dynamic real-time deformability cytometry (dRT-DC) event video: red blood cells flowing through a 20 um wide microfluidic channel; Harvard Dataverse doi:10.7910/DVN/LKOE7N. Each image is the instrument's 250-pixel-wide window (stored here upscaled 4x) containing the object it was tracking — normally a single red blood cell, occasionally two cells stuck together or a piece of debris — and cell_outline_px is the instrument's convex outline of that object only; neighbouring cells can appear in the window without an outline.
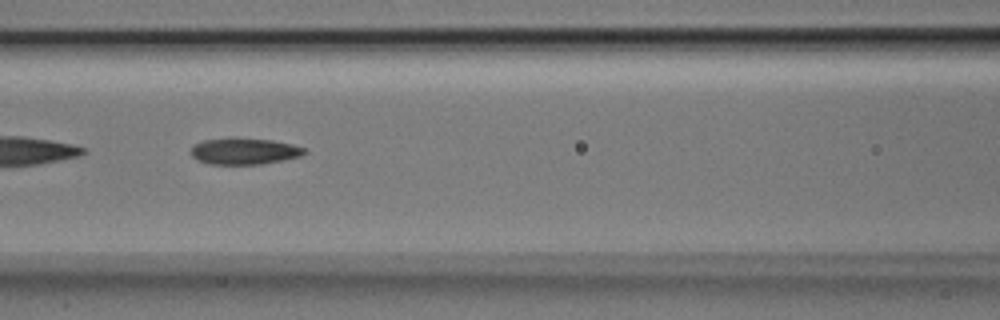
{"species": "Egyptian fruit bat (a non-hibernating species)", "species_latin": "Rousettus aegyptiacus", "temperature_condition": "room temperature", "stored_images_in_passage": 49, "segment_of_instrument_passage": [2, 2], "camera_frame_rate_fps": 3000, "um_per_image_px": 0.085, "animal": {"sex": "male"}, "frame": {"image": 1, "passage_image": 20, "time_ms": 6.333, "image_size_px": [1000, 320], "cell_outline_px": [[308, 152], [300, 156], [284, 160], [260, 164], [208, 164], [196, 160], [192, 156], [192, 144], [204, 140], [228, 136], [236, 136], [272, 140], [292, 144], [304, 148]], "centroid_in_image_um": [20.73, 12.82], "position_along_channel_um": 145.9, "area_um2": 17.98}}
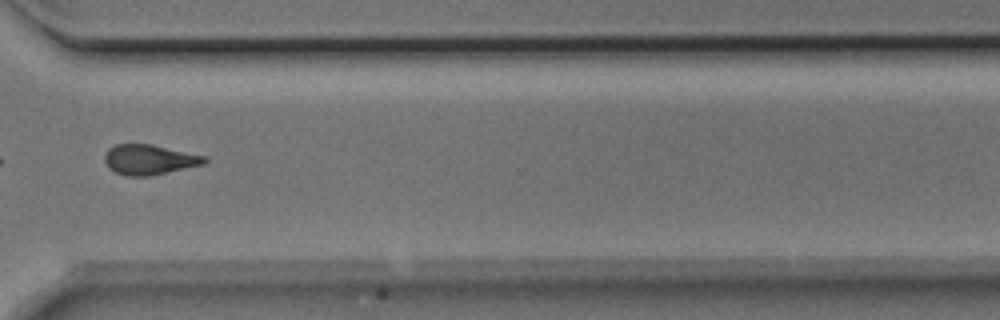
{"frame": {"image": 2, "passage_image": 36, "time_ms": 11.667, "image_size_px": [1000, 320], "cell_outline_px": [[208, 160], [204, 164], [152, 176], [128, 176], [116, 172], [108, 168], [104, 160], [104, 156], [108, 148], [116, 144], [152, 144], [208, 156]], "centroid_in_image_um": [12.71, 13.56], "position_along_channel_um": 357.9, "area_um2": 17.74}}
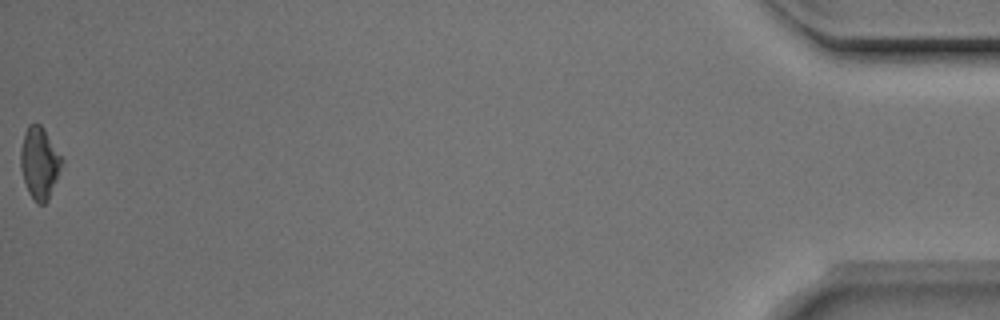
{"frame": {"image": 3, "passage_image": 49, "time_ms": 16.0, "image_size_px": [1000, 320], "cell_outline_px": [[64, 160], [48, 200], [44, 204], [36, 204], [28, 192], [20, 168], [20, 148], [24, 132], [28, 124], [40, 124], [44, 128]], "centroid_in_image_um": [3.34, 13.84], "position_along_channel_um": 431.9, "area_um2": 17.34}}